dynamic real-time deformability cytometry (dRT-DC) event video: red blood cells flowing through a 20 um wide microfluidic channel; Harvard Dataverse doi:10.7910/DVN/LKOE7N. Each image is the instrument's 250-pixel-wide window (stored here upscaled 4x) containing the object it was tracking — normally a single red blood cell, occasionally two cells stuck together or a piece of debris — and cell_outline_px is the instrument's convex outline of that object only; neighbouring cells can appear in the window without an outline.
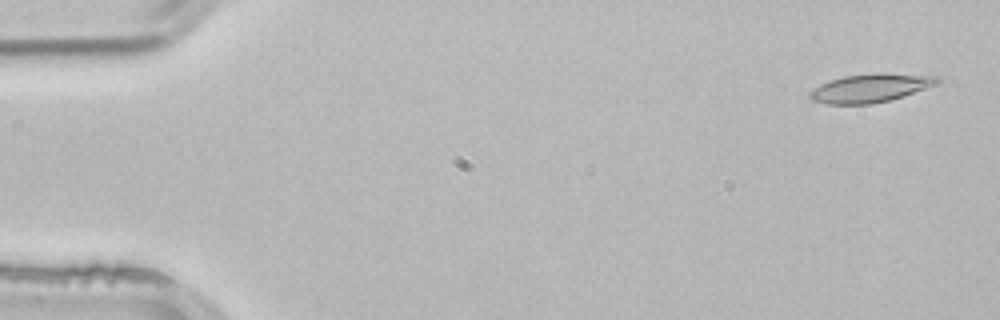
{"species": "common noctule bat (a hibernating species)", "species_latin": "Nyctalus noctula", "temperature_condition": "room temperature", "stored_images_in_passage": 3, "camera_frame_rate_fps": 3000, "um_per_image_px": 0.085, "animal": {"sex": "male", "body_mass_g": 21.5, "forearm_length_mm": 52.0}, "frame": {"image": 1, "passage_image": 1, "time_ms": 0.0, "image_size_px": [1000, 320], "cell_outline_px": [[940, 80], [936, 84], [904, 96], [872, 104], [828, 104], [812, 100], [808, 96], [808, 92], [820, 84], [828, 80], [844, 76], [880, 72], [936, 76]], "centroid_in_image_um": [73.94, 7.48], "position_along_channel_um": 11.1, "area_um2": 21.15}}